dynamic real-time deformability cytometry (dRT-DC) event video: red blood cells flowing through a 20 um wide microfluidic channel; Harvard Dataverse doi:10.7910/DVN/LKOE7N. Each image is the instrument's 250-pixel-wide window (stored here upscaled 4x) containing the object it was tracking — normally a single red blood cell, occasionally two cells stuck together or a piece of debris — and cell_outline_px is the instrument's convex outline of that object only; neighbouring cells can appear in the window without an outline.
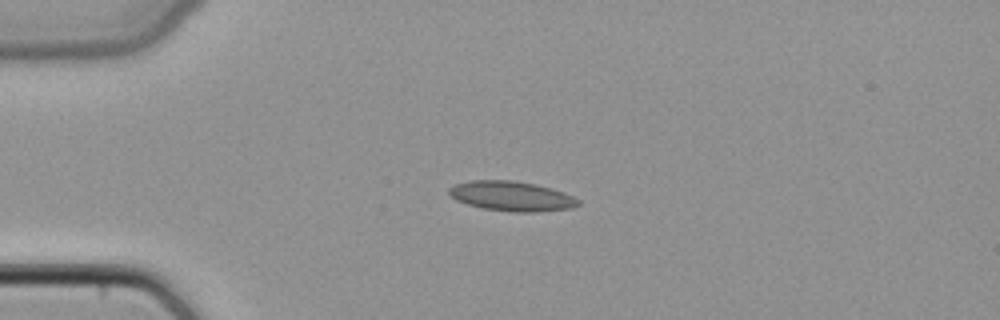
{"species": "common noctule bat (a hibernating species)", "species_latin": "Nyctalus noctula", "temperature_condition": "cold", "stored_images_in_passage": 37, "camera_frame_rate_fps": 3000, "um_per_image_px": 0.085, "animal": {"sex": "female", "body_mass_g": 22.7, "forearm_length_mm": 54.2}, "frame": {"image": 1, "passage_image": 1, "time_ms": 0.0, "image_size_px": [1000, 320], "cell_outline_px": [[580, 204], [572, 208], [536, 212], [512, 212], [484, 208], [468, 204], [456, 200], [448, 192], [448, 188], [456, 184], [468, 180], [512, 180], [536, 184], [552, 188], [564, 192], [580, 200]], "centroid_in_image_um": [43.5, 16.66], "position_along_channel_um": 41.5, "area_um2": 22.48}}
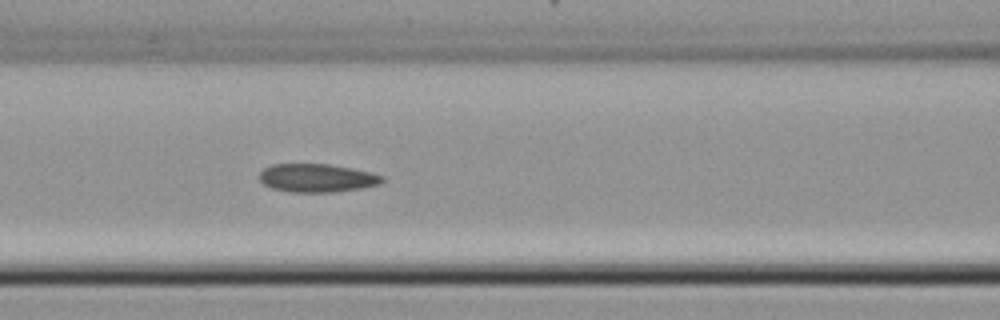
{"frame": {"image": 2, "passage_image": 10, "time_ms": 3.0, "image_size_px": [1000, 320], "cell_outline_px": [[384, 180], [380, 184], [364, 188], [332, 192], [288, 192], [272, 188], [264, 184], [260, 180], [260, 172], [264, 168], [272, 164], [328, 164], [352, 168], [372, 172], [384, 176]], "centroid_in_image_um": [26.97, 15.13], "position_along_channel_um": 139.6, "area_um2": 20.4}}
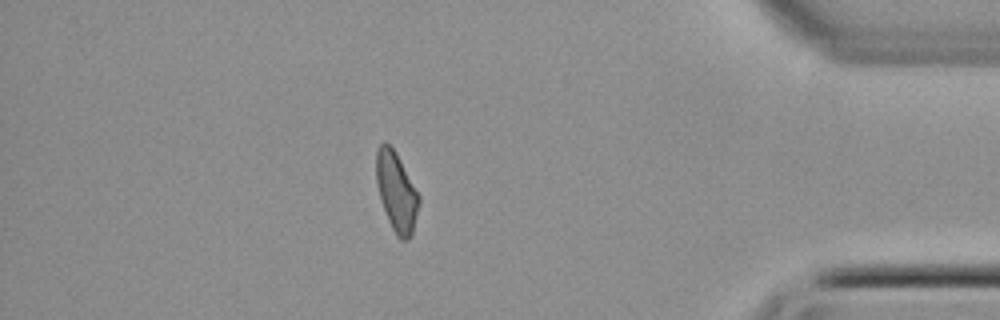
{"frame": {"image": 3, "passage_image": 31, "time_ms": 10.0, "image_size_px": [1000, 320], "cell_outline_px": [[420, 200], [412, 236], [408, 240], [400, 240], [396, 236], [388, 220], [380, 200], [376, 184], [376, 148], [384, 140], [396, 152], [420, 196]], "centroid_in_image_um": [33.69, 16.31], "position_along_channel_um": 401.5, "area_um2": 19.94}}